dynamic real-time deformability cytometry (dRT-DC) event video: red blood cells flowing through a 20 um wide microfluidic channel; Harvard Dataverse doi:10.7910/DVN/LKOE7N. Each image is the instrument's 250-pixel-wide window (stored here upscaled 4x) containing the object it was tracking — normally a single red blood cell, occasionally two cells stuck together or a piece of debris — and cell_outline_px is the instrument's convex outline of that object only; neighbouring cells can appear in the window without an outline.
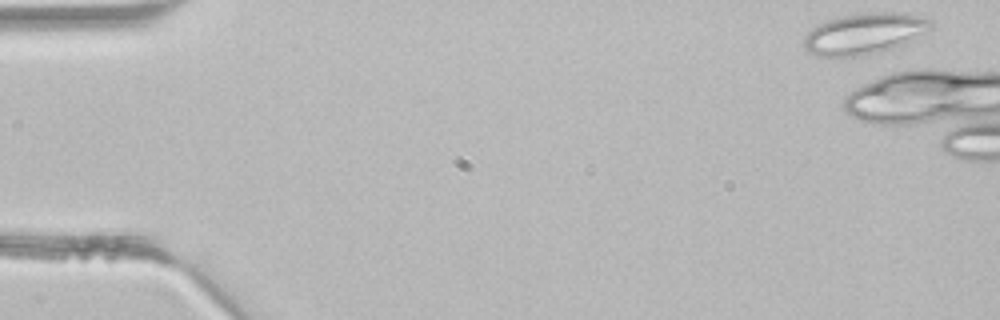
{"species": "common noctule bat (a hibernating species)", "species_latin": "Nyctalus noctula", "temperature_condition": "room temperature", "stored_images_in_passage": 5, "camera_frame_rate_fps": 3000, "um_per_image_px": 0.085, "animal": {"sex": "male", "body_mass_g": 21.5, "forearm_length_mm": 52.0}, "frame": {"image": 1, "passage_image": 1, "time_ms": 0.0, "image_size_px": [1000, 320], "cell_outline_px": [[932, 28], [904, 48], [856, 56], [816, 56], [808, 52], [804, 48], [804, 36], [812, 28], [828, 20], [840, 16], [868, 12], [908, 12], [932, 20]], "centroid_in_image_um": [73.57, 2.86], "position_along_channel_um": 11.4, "area_um2": 31.21}}